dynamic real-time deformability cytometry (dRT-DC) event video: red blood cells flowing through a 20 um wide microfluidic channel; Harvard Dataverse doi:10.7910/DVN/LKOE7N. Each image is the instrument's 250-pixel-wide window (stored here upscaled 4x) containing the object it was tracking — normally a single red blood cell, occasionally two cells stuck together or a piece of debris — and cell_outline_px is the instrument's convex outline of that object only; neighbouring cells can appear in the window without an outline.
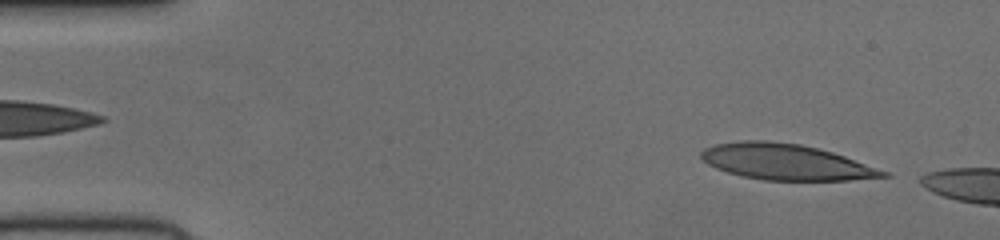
{"species": "human", "species_latin": "Homo sapiens", "temperature_condition": "cold", "stored_images_in_passage": 34, "camera_frame_rate_fps": 3000, "um_per_image_px": 0.085, "donor": {"sex": "female"}, "frame": {"image": 1, "passage_image": 2, "time_ms": 0.333, "image_size_px": [1000, 240], "cell_outline_px": [[892, 176], [848, 180], [764, 180], [744, 176], [728, 172], [716, 168], [708, 164], [700, 156], [700, 152], [704, 148], [716, 144], [748, 140], [768, 140], [800, 144], [832, 152], [844, 156], [888, 172]], "centroid_in_image_um": [66.78, 13.76], "position_along_channel_um": 18.2, "area_um2": 37.63}}
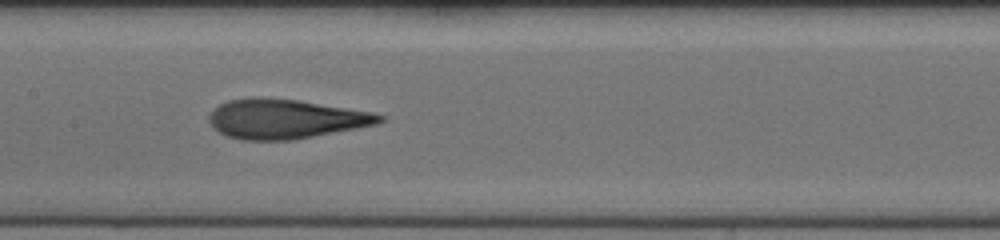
{"frame": {"image": 2, "passage_image": 22, "time_ms": 7.0, "image_size_px": [1000, 240], "cell_outline_px": [[384, 120], [376, 124], [356, 128], [292, 140], [240, 140], [228, 136], [220, 132], [208, 120], [208, 116], [220, 104], [228, 100], [252, 96], [260, 96], [296, 100], [372, 112], [384, 116]], "centroid_in_image_um": [24.23, 10.1], "position_along_channel_um": 183.2, "area_um2": 38.9}}
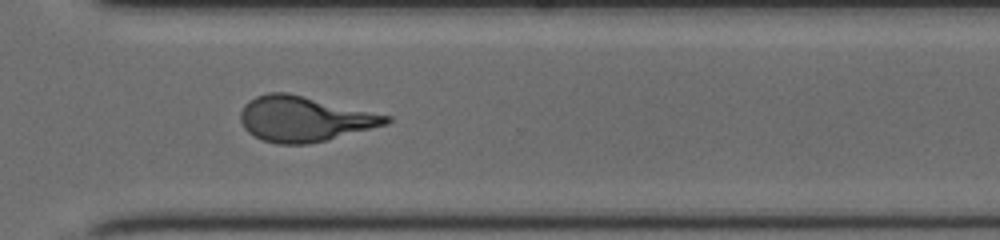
{"frame": {"image": 3, "passage_image": 34, "time_ms": 11.0, "image_size_px": [1000, 240], "cell_outline_px": [[392, 120], [388, 124], [328, 140], [308, 144], [276, 144], [264, 140], [248, 132], [244, 128], [240, 120], [240, 112], [244, 104], [248, 100], [256, 96], [268, 92], [288, 92], [392, 116]], "centroid_in_image_um": [25.87, 10.1], "position_along_channel_um": 344.7, "area_um2": 38.61}}